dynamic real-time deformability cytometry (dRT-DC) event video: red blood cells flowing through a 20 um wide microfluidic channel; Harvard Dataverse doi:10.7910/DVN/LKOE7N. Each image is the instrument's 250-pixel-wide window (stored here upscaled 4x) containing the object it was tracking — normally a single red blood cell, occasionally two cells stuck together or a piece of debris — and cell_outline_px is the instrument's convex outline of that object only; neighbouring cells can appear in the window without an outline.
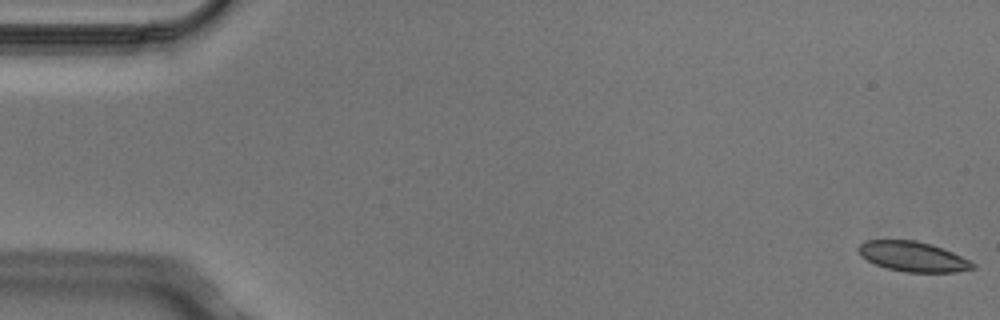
{"species": "Egyptian fruit bat (a non-hibernating species)", "species_latin": "Rousettus aegyptiacus", "temperature_condition": "cold", "stored_images_in_passage": 5, "camera_frame_rate_fps": 3000, "um_per_image_px": 0.085, "animal": {"sex": "male"}, "frame": {"image": 1, "passage_image": 1, "time_ms": 0.0, "image_size_px": [1000, 320], "cell_outline_px": [[976, 268], [956, 272], [904, 272], [888, 268], [876, 264], [860, 256], [856, 248], [864, 240], [916, 240], [932, 244], [944, 248], [976, 264]], "centroid_in_image_um": [77.59, 21.8], "position_along_channel_um": 7.4, "area_um2": 20.06}}
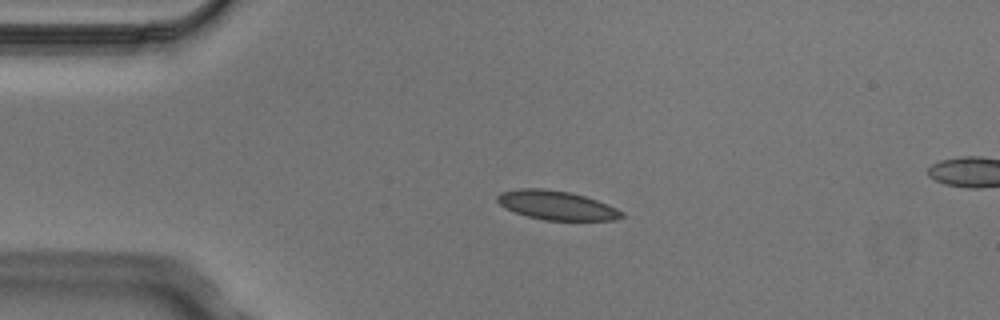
{"frame": {"image": 2, "passage_image": 4, "time_ms": 1.0, "image_size_px": [1000, 320], "cell_outline_px": [[624, 216], [612, 220], [544, 220], [528, 216], [504, 208], [496, 200], [496, 196], [500, 192], [520, 188], [544, 188], [572, 192], [608, 204], [624, 212]], "centroid_in_image_um": [47.29, 17.44], "position_along_channel_um": 37.7, "area_um2": 21.1}}